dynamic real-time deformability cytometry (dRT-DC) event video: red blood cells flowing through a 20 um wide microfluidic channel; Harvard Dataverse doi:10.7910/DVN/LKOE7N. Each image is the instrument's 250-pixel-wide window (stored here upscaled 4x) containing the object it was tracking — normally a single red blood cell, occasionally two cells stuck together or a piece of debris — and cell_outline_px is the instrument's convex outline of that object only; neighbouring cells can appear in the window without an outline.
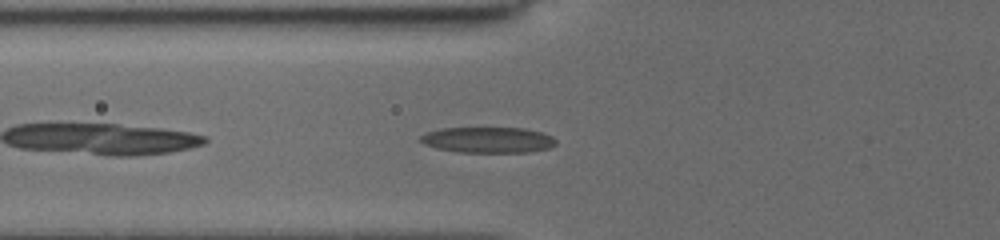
{"species": "common noctule bat (a hibernating species)", "species_latin": "Nyctalus noctula", "temperature_condition": "cold", "stored_images_in_passage": 39, "camera_frame_rate_fps": 3000, "um_per_image_px": 0.085, "animal": {"sex": "female", "body_mass_g": 19.5, "forearm_length_mm": 54.1}, "frame": {"image": 1, "passage_image": 4, "time_ms": 1.0, "image_size_px": [1000, 240], "cell_outline_px": [[556, 144], [548, 148], [528, 152], [456, 152], [436, 148], [424, 144], [416, 140], [424, 132], [440, 128], [524, 128], [540, 132], [552, 136], [556, 140]], "centroid_in_image_um": [41.4, 11.89], "position_along_channel_um": 84.4, "area_um2": 20.52}}
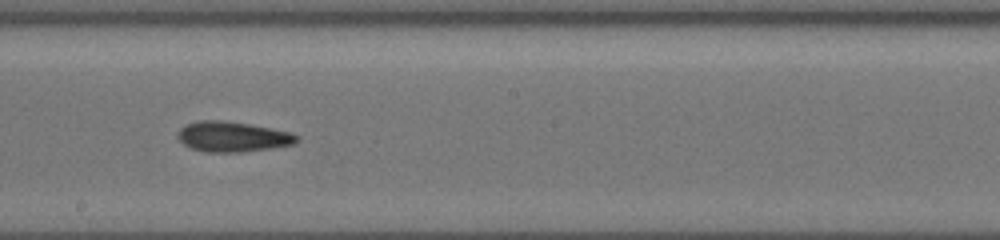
{"frame": {"image": 2, "passage_image": 19, "time_ms": 4.667, "image_size_px": [1000, 240], "cell_outline_px": [[300, 140], [296, 144], [272, 148], [240, 152], [208, 152], [192, 148], [184, 144], [176, 136], [180, 128], [188, 124], [200, 120], [220, 120], [248, 124], [292, 132], [300, 136]], "centroid_in_image_um": [19.82, 11.62], "position_along_channel_um": 228.4, "area_um2": 20.98}}
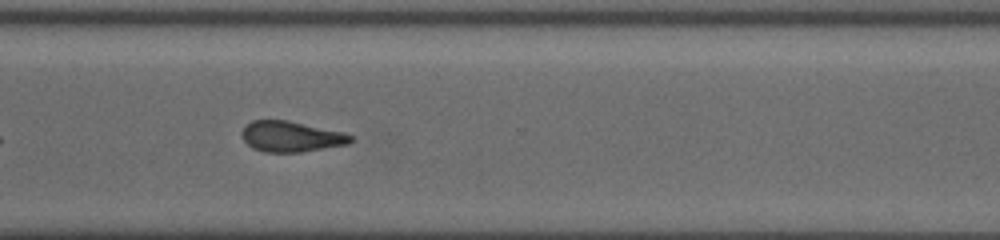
{"frame": {"image": 3, "passage_image": 30, "time_ms": 7.667, "image_size_px": [1000, 240], "cell_outline_px": [[352, 140], [348, 144], [300, 152], [264, 152], [252, 148], [244, 140], [240, 132], [252, 120], [288, 120], [344, 132], [352, 136]], "centroid_in_image_um": [24.73, 11.6], "position_along_channel_um": 345.9, "area_um2": 19.36}, "authors_computed_cell_mechanics": {"area_um2": 20.519, "velocity_mm_per_s": 3.9248, "shape_relaxation_time_tau1_ms": 8.4511, "shape_relaxation_time_tau2_ms": 6.9693, "deformation_change_tau1": 0.2001, "deformation_change_tau2": 0.1861}}